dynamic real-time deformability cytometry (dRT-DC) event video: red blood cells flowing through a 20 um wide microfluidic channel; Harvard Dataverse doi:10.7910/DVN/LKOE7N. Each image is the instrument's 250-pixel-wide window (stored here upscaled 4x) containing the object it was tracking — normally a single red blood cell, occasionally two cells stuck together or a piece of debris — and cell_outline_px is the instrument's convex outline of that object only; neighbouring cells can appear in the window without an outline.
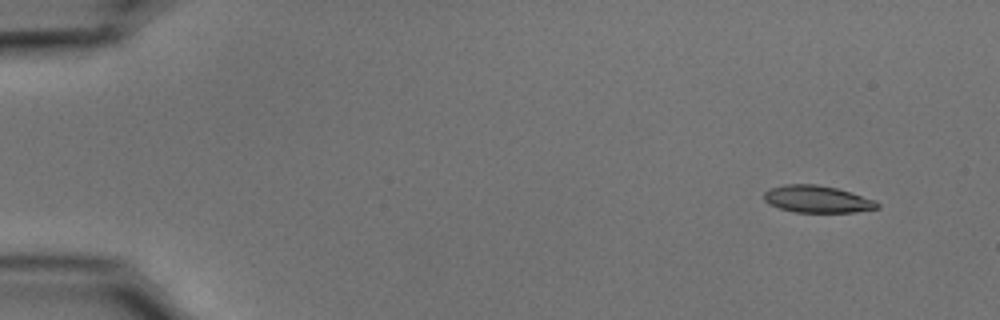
{"species": "common noctule bat (a hibernating species)", "species_latin": "Nyctalus noctula", "temperature_condition": "cold", "stored_images_in_passage": 51, "camera_frame_rate_fps": 3000, "um_per_image_px": 0.085, "animal": {"sex": "male", "body_mass_g": 15.6}, "frame": {"image": 1, "passage_image": 1, "time_ms": 0.0, "image_size_px": [1000, 320], "cell_outline_px": [[880, 208], [856, 212], [792, 212], [768, 204], [764, 200], [764, 192], [768, 188], [784, 184], [816, 184], [836, 188], [876, 200], [880, 204]], "centroid_in_image_um": [69.45, 16.93], "position_along_channel_um": 15.6, "area_um2": 18.03}}
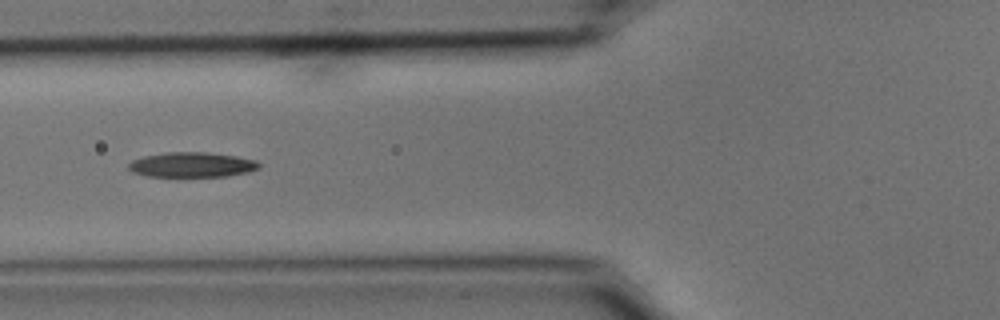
{"frame": {"image": 2, "passage_image": 18, "time_ms": 5.667, "image_size_px": [1000, 320], "cell_outline_px": [[260, 168], [248, 172], [228, 176], [148, 176], [132, 172], [128, 168], [128, 164], [132, 160], [144, 156], [168, 152], [204, 152], [236, 156], [256, 160], [260, 164]], "centroid_in_image_um": [16.32, 14.0], "position_along_channel_um": 109.5, "area_um2": 18.9}}
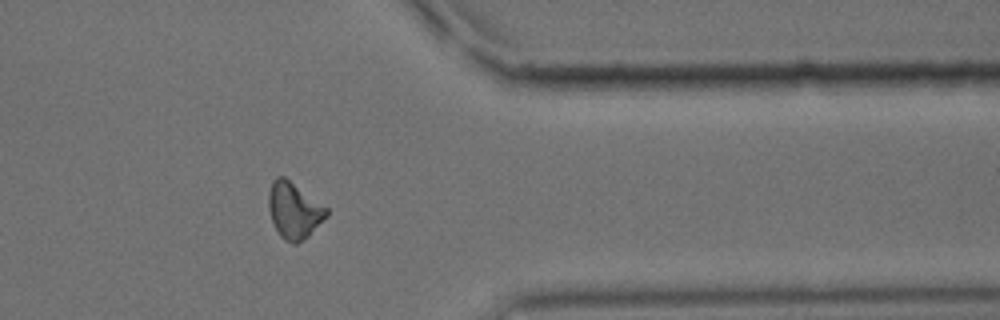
{"frame": {"image": 3, "passage_image": 41, "time_ms": 13.333, "image_size_px": [1000, 320], "cell_outline_px": [[328, 216], [308, 236], [296, 244], [292, 244], [284, 240], [280, 236], [272, 220], [268, 208], [268, 192], [272, 180], [276, 176], [284, 176], [328, 208]], "centroid_in_image_um": [24.98, 17.88], "position_along_channel_um": 386.4, "area_um2": 19.02}, "authors_computed_cell_mechanics": {"area_um2": 18.6116, "velocity_mm_per_s": 3.7378, "shape_relaxation_time_tau1_ms": 4.0953, "shape_relaxation_time_tau2_ms": null, "deformation_change_tau1": 0.1516, "deformation_change_tau2": null}}